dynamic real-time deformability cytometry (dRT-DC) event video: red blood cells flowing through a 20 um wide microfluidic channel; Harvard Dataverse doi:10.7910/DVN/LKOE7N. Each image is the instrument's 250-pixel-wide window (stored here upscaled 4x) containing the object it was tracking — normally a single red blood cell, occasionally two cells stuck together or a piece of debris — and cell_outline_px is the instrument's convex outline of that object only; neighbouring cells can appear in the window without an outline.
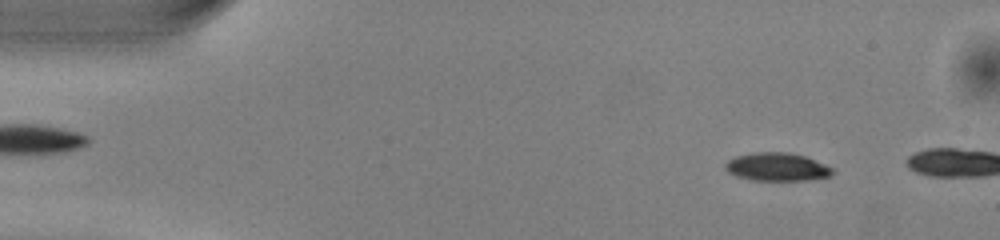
{"species": "common noctule bat (a hibernating species)", "species_latin": "Nyctalus noctula", "temperature_condition": "warm", "stored_images_in_passage": 8, "camera_frame_rate_fps": 3000, "um_per_image_px": 0.085, "animal": {"sex": "male", "body_mass_g": 13.0, "forearm_length_mm": 53.1}, "frame": {"image": 1, "passage_image": 5, "time_ms": 1.333, "image_size_px": [1000, 240], "cell_outline_px": [[836, 172], [828, 176], [808, 180], [752, 180], [736, 176], [728, 172], [724, 168], [724, 164], [728, 160], [736, 156], [752, 152], [792, 152], [804, 156], [824, 164], [832, 168]], "centroid_in_image_um": [66.01, 14.18], "position_along_channel_um": 19.0, "area_um2": 17.63}}